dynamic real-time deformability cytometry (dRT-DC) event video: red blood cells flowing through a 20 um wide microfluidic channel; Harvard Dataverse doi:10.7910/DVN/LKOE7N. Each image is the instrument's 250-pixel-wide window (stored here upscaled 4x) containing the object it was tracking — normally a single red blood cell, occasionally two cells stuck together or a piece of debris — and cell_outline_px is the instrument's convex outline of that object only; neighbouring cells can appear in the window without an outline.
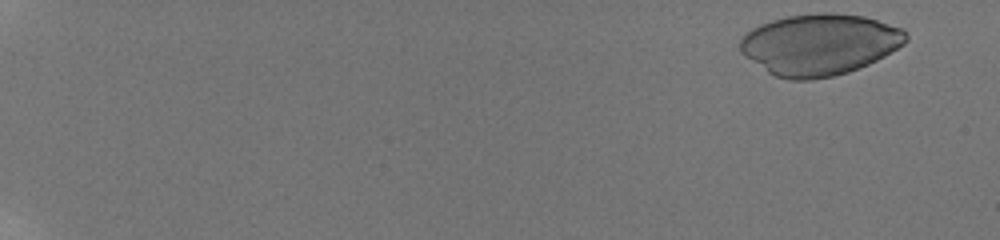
{"species": "human", "species_latin": "Homo sapiens", "temperature_condition": "room temperature", "stored_images_in_passage": 61, "camera_frame_rate_fps": 3000, "um_per_image_px": 0.085, "donor": {"sex": "male"}, "frame": {"image": 1, "passage_image": 3, "time_ms": 0.667, "image_size_px": [1000, 240], "cell_outline_px": [[908, 40], [904, 44], [884, 56], [868, 64], [848, 72], [832, 76], [812, 80], [792, 80], [776, 76], [768, 72], [740, 52], [740, 40], [752, 28], [760, 24], [772, 20], [788, 16], [816, 12], [832, 12], [864, 16], [904, 28], [908, 32]], "centroid_in_image_um": [69.69, 3.76], "position_along_channel_um": 15.3, "area_um2": 59.3}}